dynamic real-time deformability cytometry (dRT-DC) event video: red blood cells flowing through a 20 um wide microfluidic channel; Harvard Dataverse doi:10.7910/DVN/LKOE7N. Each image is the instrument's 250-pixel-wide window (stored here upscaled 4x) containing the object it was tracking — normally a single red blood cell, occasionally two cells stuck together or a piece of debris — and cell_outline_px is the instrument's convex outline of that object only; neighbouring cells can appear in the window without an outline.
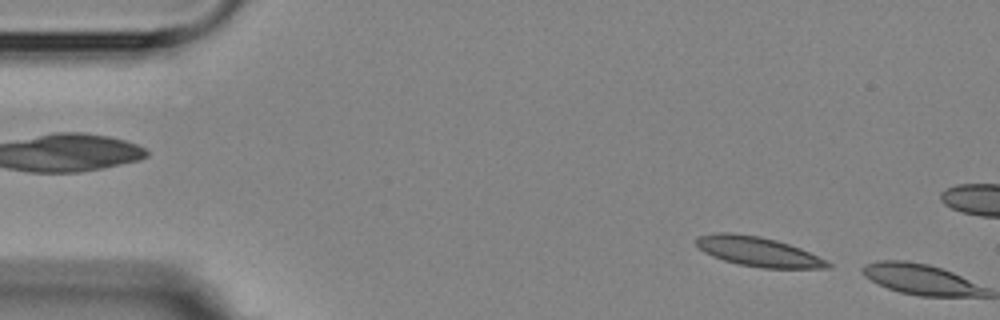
{"species": "Egyptian fruit bat (a non-hibernating species)", "species_latin": "Rousettus aegyptiacus", "temperature_condition": "room temperature", "stored_images_in_passage": 2, "camera_frame_rate_fps": 3000, "um_per_image_px": 0.085, "animal": {"sex": "female"}, "frame": {"image": 1, "passage_image": 1, "time_ms": 0.0, "image_size_px": [1000, 320], "cell_outline_px": [[832, 268], [760, 268], [740, 264], [724, 260], [712, 256], [704, 252], [696, 244], [696, 236], [716, 232], [732, 232], [760, 236], [776, 240], [800, 248], [832, 264]], "centroid_in_image_um": [64.4, 21.37], "position_along_channel_um": 20.6, "area_um2": 22.54}}